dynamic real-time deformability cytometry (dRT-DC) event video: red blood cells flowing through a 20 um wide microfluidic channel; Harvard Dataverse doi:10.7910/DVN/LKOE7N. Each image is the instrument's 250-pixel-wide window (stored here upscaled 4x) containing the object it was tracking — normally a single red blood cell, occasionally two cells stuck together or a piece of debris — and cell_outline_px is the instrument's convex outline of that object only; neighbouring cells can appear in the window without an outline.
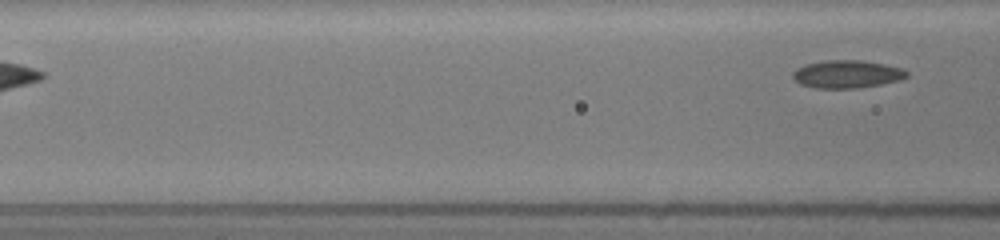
{"species": "common noctule bat (a hibernating species)", "species_latin": "Nyctalus noctula", "temperature_condition": "room temperature", "stored_images_in_passage": 5, "segment_of_instrument_passage": [2, 2], "camera_frame_rate_fps": 3000, "um_per_image_px": 0.085, "animal": {"sex": "female", "body_mass_g": 19.5, "forearm_length_mm": 54.1}, "frame": {"image": 1, "passage_image": 5, "time_ms": 1.333, "image_size_px": [1000, 240], "cell_outline_px": [[908, 76], [900, 80], [860, 88], [816, 88], [800, 84], [792, 76], [792, 72], [796, 68], [804, 64], [828, 60], [860, 60], [884, 64], [904, 68], [908, 72]], "centroid_in_image_um": [72.0, 6.3], "position_along_channel_um": 94.6, "area_um2": 18.55}}